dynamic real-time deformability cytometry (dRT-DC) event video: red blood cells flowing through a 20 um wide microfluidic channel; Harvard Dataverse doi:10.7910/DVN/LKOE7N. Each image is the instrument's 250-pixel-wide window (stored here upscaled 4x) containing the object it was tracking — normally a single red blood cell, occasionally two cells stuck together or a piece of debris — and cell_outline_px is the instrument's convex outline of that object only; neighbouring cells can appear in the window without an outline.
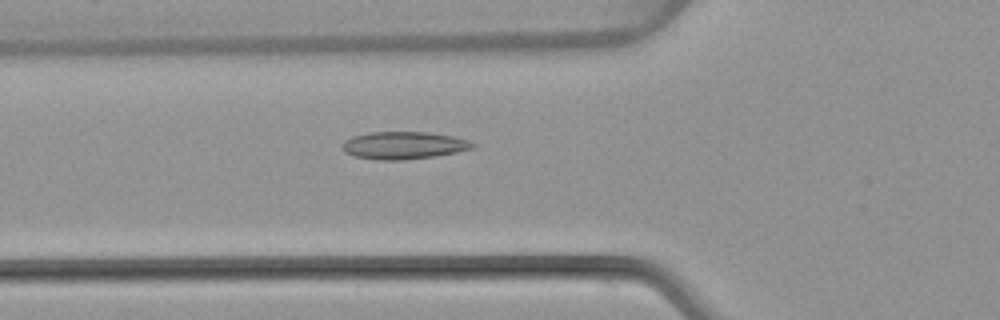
{"species": "common noctule bat (a hibernating species)", "species_latin": "Nyctalus noctula", "temperature_condition": "warm", "stored_images_in_passage": 44, "camera_frame_rate_fps": 3000, "um_per_image_px": 0.085, "animal": {"sex": "female", "body_mass_g": 22.7, "forearm_length_mm": 54.2}, "frame": {"image": 1, "passage_image": 12, "time_ms": 3.667, "image_size_px": [1000, 320], "cell_outline_px": [[476, 144], [472, 148], [456, 152], [432, 156], [404, 160], [376, 160], [352, 156], [344, 152], [340, 148], [340, 144], [344, 140], [352, 136], [368, 132], [428, 132], [452, 136], [468, 140]], "centroid_in_image_um": [34.22, 12.35], "position_along_channel_um": 91.6, "area_um2": 21.04}}
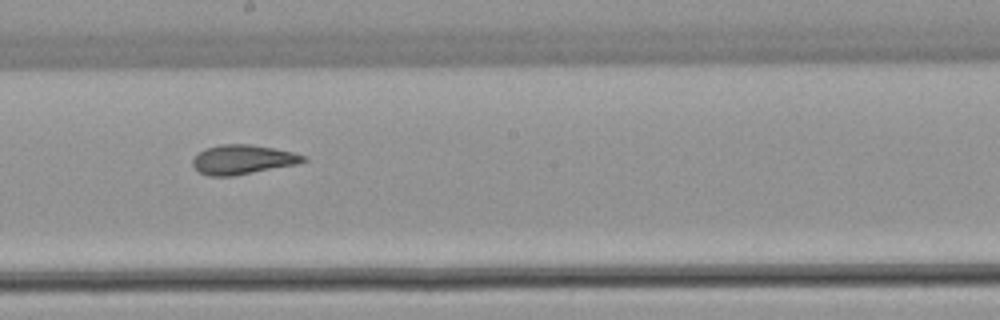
{"frame": {"image": 2, "passage_image": 22, "time_ms": 7.0, "image_size_px": [1000, 320], "cell_outline_px": [[308, 160], [296, 164], [232, 176], [208, 176], [200, 172], [192, 164], [192, 160], [204, 148], [220, 144], [248, 144], [272, 148], [292, 152], [308, 156]], "centroid_in_image_um": [20.63, 13.56], "position_along_channel_um": 227.6, "area_um2": 18.79}}
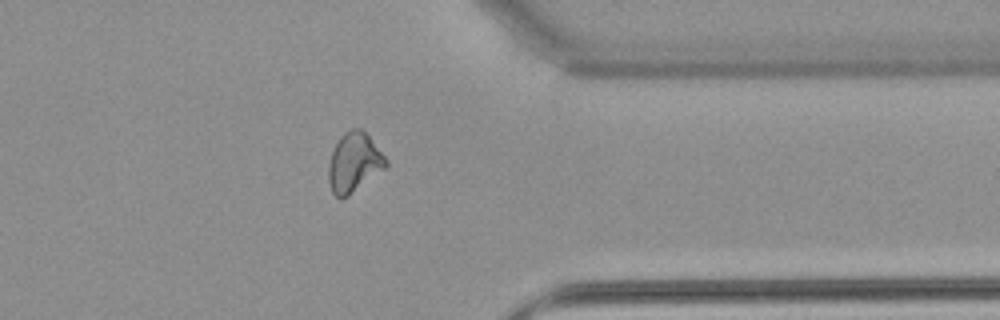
{"frame": {"image": 3, "passage_image": 34, "time_ms": 11.0, "image_size_px": [1000, 320], "cell_outline_px": [[388, 164], [384, 168], [348, 196], [340, 200], [332, 192], [328, 180], [328, 164], [332, 152], [340, 136], [344, 132], [352, 128], [360, 128], [368, 136], [388, 160]], "centroid_in_image_um": [30.06, 13.82], "position_along_channel_um": 381.3, "area_um2": 19.59}, "authors_computed_cell_mechanics": {"area_um2": 19.5942, "velocity_mm_per_s": 4.0794, "shape_relaxation_time_tau1_ms": null, "shape_relaxation_time_tau2_ms": 2.0165, "deformation_change_tau1": null, "deformation_change_tau2": 0.0746}}